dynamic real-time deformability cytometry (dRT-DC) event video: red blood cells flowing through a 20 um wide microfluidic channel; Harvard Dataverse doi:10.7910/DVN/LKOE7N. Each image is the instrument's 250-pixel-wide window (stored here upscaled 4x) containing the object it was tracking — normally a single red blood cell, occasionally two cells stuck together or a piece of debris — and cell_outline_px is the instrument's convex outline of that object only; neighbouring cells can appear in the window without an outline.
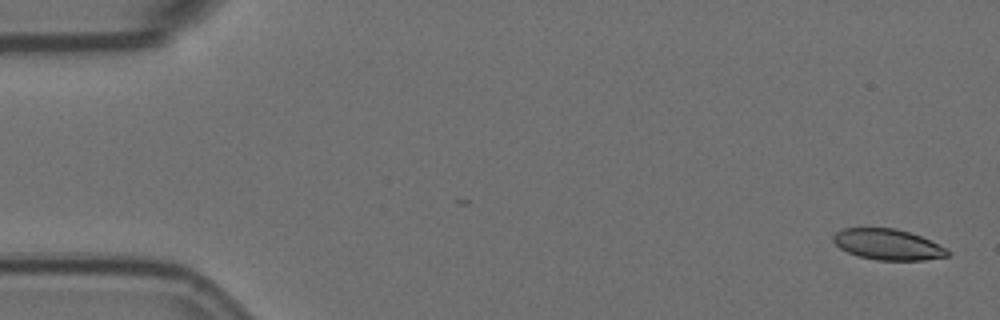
{"species": "Egyptian fruit bat (a non-hibernating species)", "species_latin": "Rousettus aegyptiacus", "temperature_condition": "room temperature", "stored_images_in_passage": 6, "camera_frame_rate_fps": 3000, "um_per_image_px": 0.085, "animal": {"sex": "female"}, "frame": {"image": 1, "passage_image": 1, "time_ms": 0.0, "image_size_px": [1000, 320], "cell_outline_px": [[952, 252], [948, 256], [924, 260], [876, 260], [860, 256], [848, 252], [840, 248], [832, 240], [832, 236], [836, 232], [844, 228], [896, 228], [920, 236], [948, 248]], "centroid_in_image_um": [75.49, 20.78], "position_along_channel_um": 9.5, "area_um2": 20.52}}
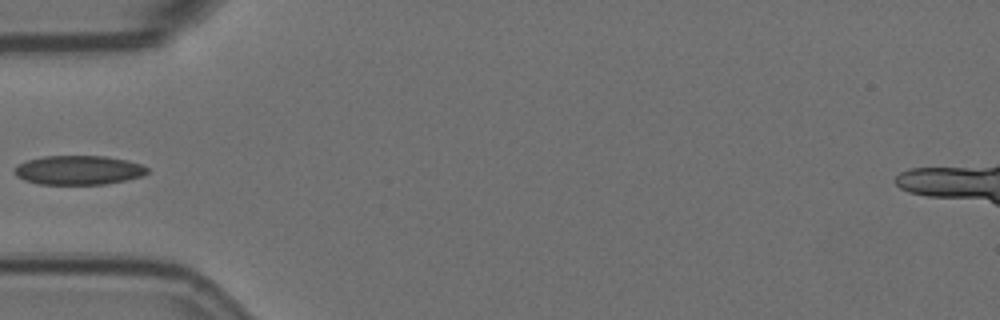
{"frame": {"image": 2, "passage_image": 5, "time_ms": 1.333, "image_size_px": [1000, 320], "cell_outline_px": [[148, 172], [140, 176], [124, 180], [104, 184], [40, 184], [24, 180], [16, 176], [12, 172], [12, 168], [16, 164], [28, 160], [44, 156], [104, 156], [128, 160], [140, 164], [148, 168]], "centroid_in_image_um": [6.6, 14.45], "position_along_channel_um": 78.4, "area_um2": 22.6}}
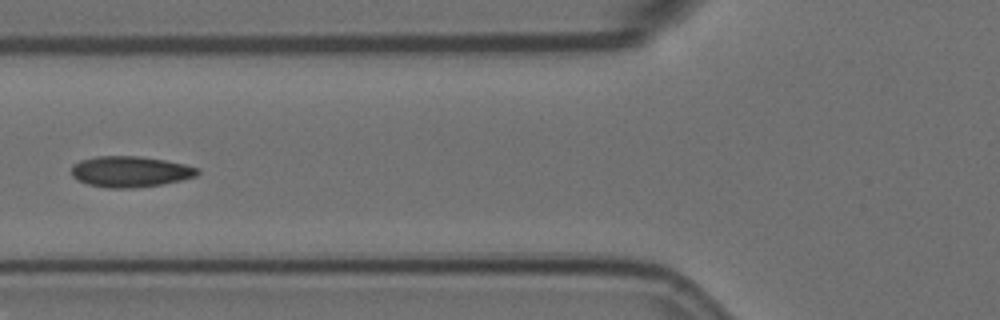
{"frame": {"image": 3, "passage_image": 6, "time_ms": 1.667, "image_size_px": [1000, 320], "cell_outline_px": [[200, 172], [196, 176], [180, 180], [160, 184], [132, 188], [108, 188], [88, 184], [76, 180], [72, 176], [72, 164], [80, 160], [96, 156], [140, 156], [164, 160], [184, 164], [200, 168]], "centroid_in_image_um": [11.05, 14.58], "position_along_channel_um": 114.8, "area_um2": 22.72}}